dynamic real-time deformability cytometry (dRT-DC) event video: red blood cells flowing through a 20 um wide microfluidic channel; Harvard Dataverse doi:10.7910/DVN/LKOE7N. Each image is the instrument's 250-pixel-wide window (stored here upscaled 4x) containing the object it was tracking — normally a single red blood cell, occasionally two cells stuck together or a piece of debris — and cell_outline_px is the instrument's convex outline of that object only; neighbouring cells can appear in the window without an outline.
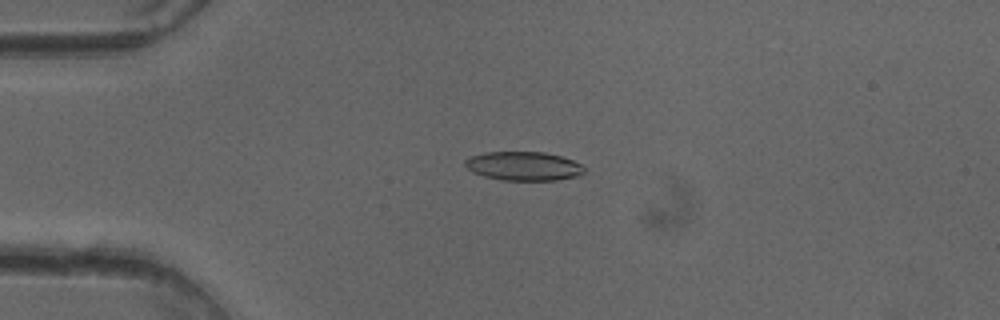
{"species": "common noctule bat (a hibernating species)", "species_latin": "Nyctalus noctula", "temperature_condition": "cold", "stored_images_in_passage": 46, "camera_frame_rate_fps": 3000, "um_per_image_px": 0.085, "animal": {"sex": "female"}, "frame": {"image": 1, "passage_image": 13, "time_ms": 4.0, "image_size_px": [1000, 320], "cell_outline_px": [[584, 172], [580, 176], [556, 180], [500, 180], [484, 176], [472, 172], [464, 164], [464, 160], [472, 156], [484, 152], [544, 152], [560, 156], [572, 160], [580, 164], [584, 168]], "centroid_in_image_um": [44.5, 14.12], "position_along_channel_um": 40.5, "area_um2": 20.06}}
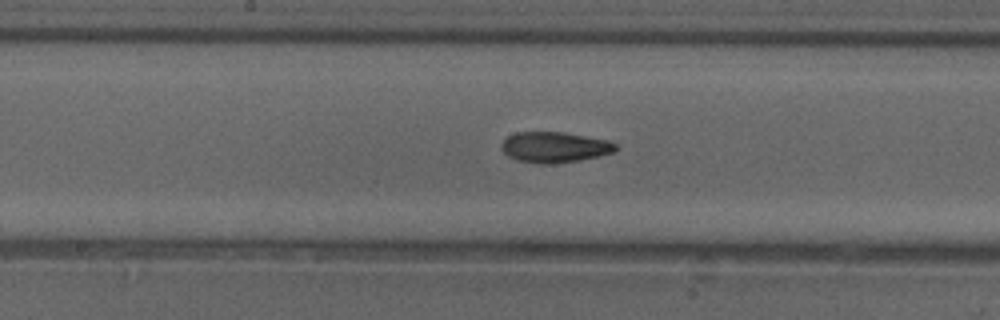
{"frame": {"image": 2, "passage_image": 27, "time_ms": 8.667, "image_size_px": [1000, 320], "cell_outline_px": [[620, 148], [616, 152], [580, 160], [552, 164], [540, 164], [516, 160], [508, 156], [500, 148], [500, 144], [508, 136], [516, 132], [564, 132], [608, 140], [616, 144]], "centroid_in_image_um": [47.15, 12.51], "position_along_channel_um": 201.0, "area_um2": 20.63}}
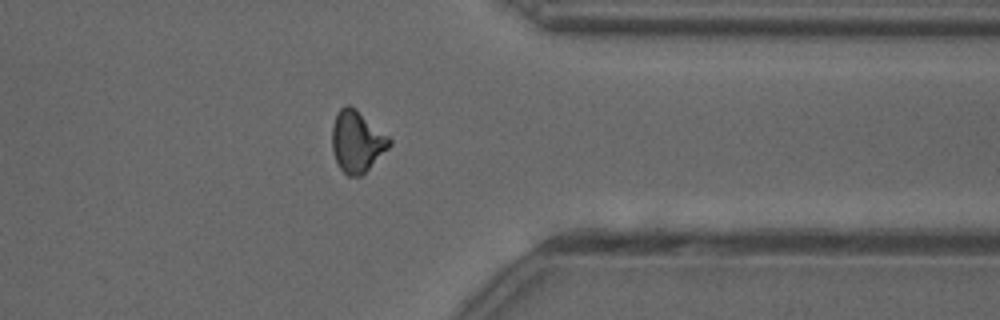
{"frame": {"image": 3, "passage_image": 41, "time_ms": 13.333, "image_size_px": [1000, 320], "cell_outline_px": [[392, 144], [360, 176], [348, 176], [340, 168], [332, 152], [332, 124], [336, 112], [344, 104], [348, 104], [356, 108], [388, 136], [392, 140]], "centroid_in_image_um": [30.31, 11.98], "position_along_channel_um": 381.1, "area_um2": 20.46}}